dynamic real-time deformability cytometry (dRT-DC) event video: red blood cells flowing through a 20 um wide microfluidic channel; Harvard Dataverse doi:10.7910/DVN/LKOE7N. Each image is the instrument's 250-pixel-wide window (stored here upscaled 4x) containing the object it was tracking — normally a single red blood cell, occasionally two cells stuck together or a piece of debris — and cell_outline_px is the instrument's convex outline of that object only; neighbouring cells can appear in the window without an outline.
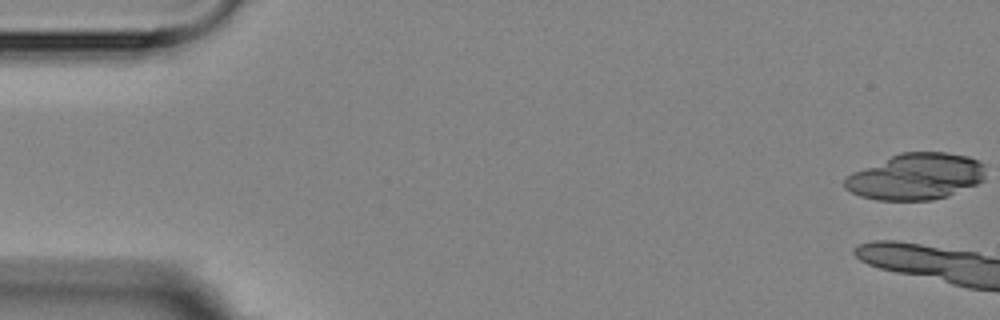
{"species": "Egyptian fruit bat (a non-hibernating species)", "species_latin": "Rousettus aegyptiacus", "temperature_condition": "room temperature", "stored_images_in_passage": 12, "camera_frame_rate_fps": 3000, "um_per_image_px": 0.085, "animal": {"sex": "female"}, "frame": {"image": 1, "passage_image": 1, "time_ms": 0.0, "image_size_px": [1000, 320], "cell_outline_px": [[984, 180], [976, 184], [948, 196], [932, 200], [876, 200], [860, 196], [844, 188], [844, 180], [852, 172], [900, 152], [944, 152], [968, 156], [984, 164]], "centroid_in_image_um": [77.84, 15.01], "position_along_channel_um": 7.2, "area_um2": 37.97}}
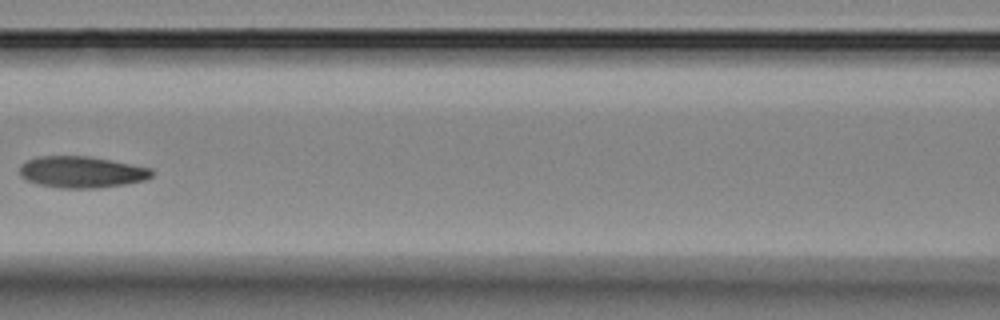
{"frame": {"image": 2, "passage_image": 9, "time_ms": 9.333, "image_size_px": [1000, 320], "cell_outline_px": [[152, 176], [144, 180], [124, 184], [100, 188], [60, 188], [36, 184], [20, 176], [20, 164], [36, 156], [88, 156], [112, 160], [152, 168]], "centroid_in_image_um": [6.92, 14.62], "position_along_channel_um": 159.7, "area_um2": 24.33}}
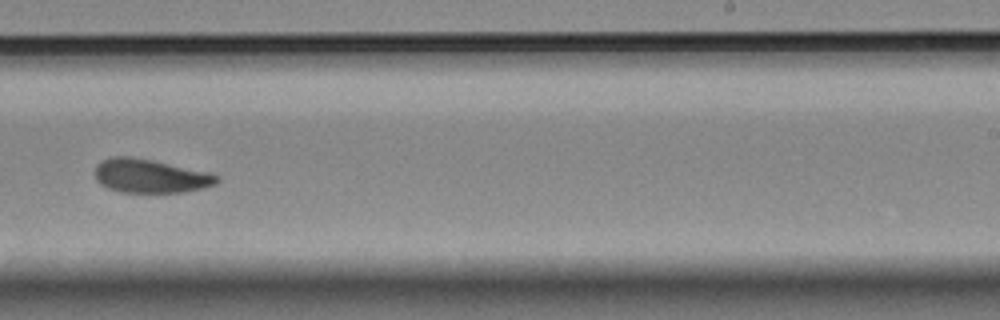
{"frame": {"image": 3, "passage_image": 12, "time_ms": 12.667, "image_size_px": [1000, 320], "cell_outline_px": [[220, 180], [216, 184], [204, 188], [184, 192], [120, 192], [108, 188], [100, 184], [96, 180], [96, 164], [112, 156], [128, 156], [152, 160], [212, 172], [220, 176]], "centroid_in_image_um": [12.83, 14.96], "position_along_channel_um": 276.2, "area_um2": 24.16}}